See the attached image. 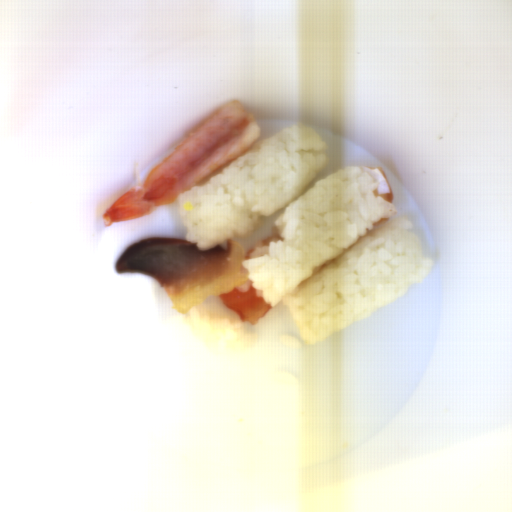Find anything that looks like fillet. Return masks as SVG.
<instances>
[{
  "instance_id": "25842a12",
  "label": "fillet",
  "mask_w": 512,
  "mask_h": 512,
  "mask_svg": "<svg viewBox=\"0 0 512 512\" xmlns=\"http://www.w3.org/2000/svg\"><path fill=\"white\" fill-rule=\"evenodd\" d=\"M272 237L248 249L230 238L226 248L218 244L207 250H200L187 237H149L125 250L115 270L151 276L164 289L172 309L184 316L215 295L242 321L254 326L272 306L253 287L243 262L256 249L269 245Z\"/></svg>"
},
{
  "instance_id": "e2c912f1",
  "label": "fillet",
  "mask_w": 512,
  "mask_h": 512,
  "mask_svg": "<svg viewBox=\"0 0 512 512\" xmlns=\"http://www.w3.org/2000/svg\"><path fill=\"white\" fill-rule=\"evenodd\" d=\"M359 168L364 169L373 176L378 187L375 191V196H381L393 205L395 197L389 185L385 171L381 167L377 166H360Z\"/></svg>"
},
{
  "instance_id": "e495c32b",
  "label": "fillet",
  "mask_w": 512,
  "mask_h": 512,
  "mask_svg": "<svg viewBox=\"0 0 512 512\" xmlns=\"http://www.w3.org/2000/svg\"><path fill=\"white\" fill-rule=\"evenodd\" d=\"M390 218H381L378 222L374 223L372 227H382L388 223Z\"/></svg>"
}]
</instances>
